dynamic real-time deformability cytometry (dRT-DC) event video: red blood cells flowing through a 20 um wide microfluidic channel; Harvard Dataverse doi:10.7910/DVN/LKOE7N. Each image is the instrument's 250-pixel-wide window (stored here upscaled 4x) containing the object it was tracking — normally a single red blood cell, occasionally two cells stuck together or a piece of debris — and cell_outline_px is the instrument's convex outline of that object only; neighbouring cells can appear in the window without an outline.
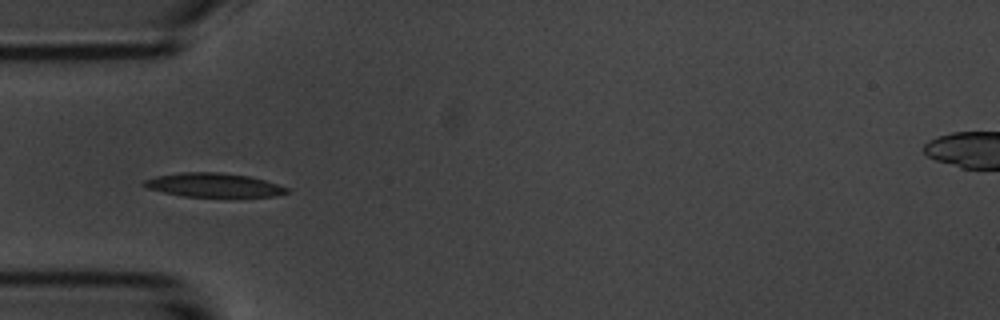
{"species": "common noctule bat (a hibernating species)", "species_latin": "Nyctalus noctula", "temperature_condition": "room temperature", "stored_images_in_passage": 39, "camera_frame_rate_fps": 3000, "um_per_image_px": 0.085, "animal": {"sex": "male", "body_mass_g": 20.1, "forearm_length_mm": 53.5}, "frame": {"image": 1, "passage_image": 1, "time_ms": 0.0, "image_size_px": [1000, 320], "cell_outline_px": [[288, 192], [276, 196], [232, 200], [184, 196], [164, 192], [148, 188], [140, 184], [144, 180], [156, 176], [180, 172], [220, 172], [248, 176], [264, 180], [288, 188]], "centroid_in_image_um": [18.21, 15.78], "position_along_channel_um": 66.8, "area_um2": 20.92}}
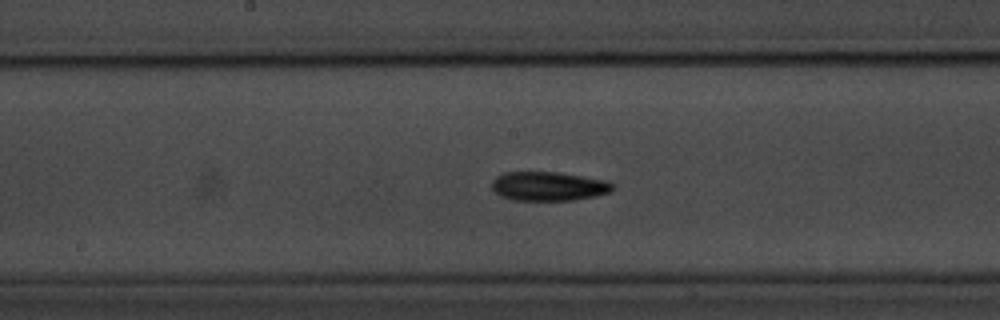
{"frame": {"image": 2, "passage_image": 12, "time_ms": 3.667, "image_size_px": [1000, 320], "cell_outline_px": [[616, 184], [612, 192], [596, 196], [572, 200], [512, 200], [500, 196], [492, 188], [492, 180], [496, 176], [504, 172], [560, 172], [608, 180]], "centroid_in_image_um": [46.67, 15.82], "position_along_channel_um": 201.5, "area_um2": 20.81}}
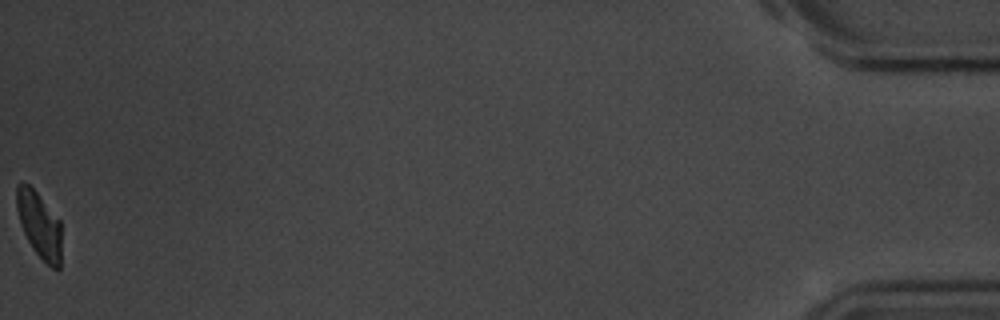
{"frame": {"image": 3, "passage_image": 39, "time_ms": 12.667, "image_size_px": [1000, 320], "cell_outline_px": [[60, 268], [52, 268], [32, 248], [20, 224], [16, 208], [16, 188], [24, 180], [36, 192], [60, 220]], "centroid_in_image_um": [3.32, 19.08], "position_along_channel_um": 431.9, "area_um2": 16.99}, "authors_computed_cell_mechanics": {"area_um2": 19.363, "velocity_mm_per_s": 3.6661, "shape_relaxation_time_tau1_ms": 3.3215, "shape_relaxation_time_tau2_ms": null, "deformation_change_tau1": 0.1456, "deformation_change_tau2": null}}